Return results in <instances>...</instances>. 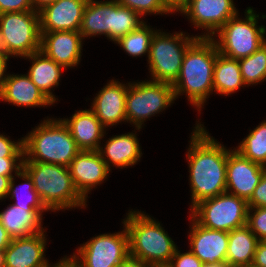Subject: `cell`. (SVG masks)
<instances>
[{
	"label": "cell",
	"mask_w": 266,
	"mask_h": 267,
	"mask_svg": "<svg viewBox=\"0 0 266 267\" xmlns=\"http://www.w3.org/2000/svg\"><path fill=\"white\" fill-rule=\"evenodd\" d=\"M0 43L10 57H25L41 50L40 15L37 11L0 14Z\"/></svg>",
	"instance_id": "obj_8"
},
{
	"label": "cell",
	"mask_w": 266,
	"mask_h": 267,
	"mask_svg": "<svg viewBox=\"0 0 266 267\" xmlns=\"http://www.w3.org/2000/svg\"><path fill=\"white\" fill-rule=\"evenodd\" d=\"M117 267H154L145 263L144 261L129 255L123 262Z\"/></svg>",
	"instance_id": "obj_42"
},
{
	"label": "cell",
	"mask_w": 266,
	"mask_h": 267,
	"mask_svg": "<svg viewBox=\"0 0 266 267\" xmlns=\"http://www.w3.org/2000/svg\"><path fill=\"white\" fill-rule=\"evenodd\" d=\"M23 169L32 178L35 191L49 211L86 208L87 201L76 190L68 167L23 161Z\"/></svg>",
	"instance_id": "obj_5"
},
{
	"label": "cell",
	"mask_w": 266,
	"mask_h": 267,
	"mask_svg": "<svg viewBox=\"0 0 266 267\" xmlns=\"http://www.w3.org/2000/svg\"><path fill=\"white\" fill-rule=\"evenodd\" d=\"M189 210L198 224L213 230L229 232L247 224V201L227 192L202 200Z\"/></svg>",
	"instance_id": "obj_10"
},
{
	"label": "cell",
	"mask_w": 266,
	"mask_h": 267,
	"mask_svg": "<svg viewBox=\"0 0 266 267\" xmlns=\"http://www.w3.org/2000/svg\"><path fill=\"white\" fill-rule=\"evenodd\" d=\"M238 12L233 0H190L181 12L194 25L202 29L204 34L198 38H212L213 35Z\"/></svg>",
	"instance_id": "obj_12"
},
{
	"label": "cell",
	"mask_w": 266,
	"mask_h": 267,
	"mask_svg": "<svg viewBox=\"0 0 266 267\" xmlns=\"http://www.w3.org/2000/svg\"><path fill=\"white\" fill-rule=\"evenodd\" d=\"M24 160L68 167L81 151L61 119H44L23 137Z\"/></svg>",
	"instance_id": "obj_4"
},
{
	"label": "cell",
	"mask_w": 266,
	"mask_h": 267,
	"mask_svg": "<svg viewBox=\"0 0 266 267\" xmlns=\"http://www.w3.org/2000/svg\"><path fill=\"white\" fill-rule=\"evenodd\" d=\"M55 1L56 0H32L33 9L39 13L42 9L53 4Z\"/></svg>",
	"instance_id": "obj_46"
},
{
	"label": "cell",
	"mask_w": 266,
	"mask_h": 267,
	"mask_svg": "<svg viewBox=\"0 0 266 267\" xmlns=\"http://www.w3.org/2000/svg\"><path fill=\"white\" fill-rule=\"evenodd\" d=\"M151 217L131 209L123 219L129 235V255L154 267H167L178 247L160 222Z\"/></svg>",
	"instance_id": "obj_3"
},
{
	"label": "cell",
	"mask_w": 266,
	"mask_h": 267,
	"mask_svg": "<svg viewBox=\"0 0 266 267\" xmlns=\"http://www.w3.org/2000/svg\"><path fill=\"white\" fill-rule=\"evenodd\" d=\"M0 267H4V251H0Z\"/></svg>",
	"instance_id": "obj_50"
},
{
	"label": "cell",
	"mask_w": 266,
	"mask_h": 267,
	"mask_svg": "<svg viewBox=\"0 0 266 267\" xmlns=\"http://www.w3.org/2000/svg\"><path fill=\"white\" fill-rule=\"evenodd\" d=\"M266 167L243 157L235 149L228 151L226 192L248 201L259 184Z\"/></svg>",
	"instance_id": "obj_13"
},
{
	"label": "cell",
	"mask_w": 266,
	"mask_h": 267,
	"mask_svg": "<svg viewBox=\"0 0 266 267\" xmlns=\"http://www.w3.org/2000/svg\"><path fill=\"white\" fill-rule=\"evenodd\" d=\"M15 176L19 177L20 179L22 178V180L25 182L22 183V185L20 184L19 186L15 187ZM15 176H13L10 180V186L7 194V197L10 199L17 200L13 204L21 207H33L41 214L44 213V211H49L42 203L38 193L35 191L33 180L29 174L22 169Z\"/></svg>",
	"instance_id": "obj_28"
},
{
	"label": "cell",
	"mask_w": 266,
	"mask_h": 267,
	"mask_svg": "<svg viewBox=\"0 0 266 267\" xmlns=\"http://www.w3.org/2000/svg\"><path fill=\"white\" fill-rule=\"evenodd\" d=\"M33 10L32 0H0V14Z\"/></svg>",
	"instance_id": "obj_39"
},
{
	"label": "cell",
	"mask_w": 266,
	"mask_h": 267,
	"mask_svg": "<svg viewBox=\"0 0 266 267\" xmlns=\"http://www.w3.org/2000/svg\"><path fill=\"white\" fill-rule=\"evenodd\" d=\"M117 5L116 0H88L79 31L83 40L103 34L113 41L114 8Z\"/></svg>",
	"instance_id": "obj_23"
},
{
	"label": "cell",
	"mask_w": 266,
	"mask_h": 267,
	"mask_svg": "<svg viewBox=\"0 0 266 267\" xmlns=\"http://www.w3.org/2000/svg\"><path fill=\"white\" fill-rule=\"evenodd\" d=\"M247 225L259 241L266 240V207L248 208Z\"/></svg>",
	"instance_id": "obj_34"
},
{
	"label": "cell",
	"mask_w": 266,
	"mask_h": 267,
	"mask_svg": "<svg viewBox=\"0 0 266 267\" xmlns=\"http://www.w3.org/2000/svg\"><path fill=\"white\" fill-rule=\"evenodd\" d=\"M70 131L78 148L85 151H98L106 128L91 109L78 110L68 119L61 118Z\"/></svg>",
	"instance_id": "obj_20"
},
{
	"label": "cell",
	"mask_w": 266,
	"mask_h": 267,
	"mask_svg": "<svg viewBox=\"0 0 266 267\" xmlns=\"http://www.w3.org/2000/svg\"><path fill=\"white\" fill-rule=\"evenodd\" d=\"M175 100L172 84L151 79L129 82L125 102L127 122L141 130L147 119L166 110Z\"/></svg>",
	"instance_id": "obj_9"
},
{
	"label": "cell",
	"mask_w": 266,
	"mask_h": 267,
	"mask_svg": "<svg viewBox=\"0 0 266 267\" xmlns=\"http://www.w3.org/2000/svg\"><path fill=\"white\" fill-rule=\"evenodd\" d=\"M11 237L8 235L6 229L0 223V251H5L11 242Z\"/></svg>",
	"instance_id": "obj_45"
},
{
	"label": "cell",
	"mask_w": 266,
	"mask_h": 267,
	"mask_svg": "<svg viewBox=\"0 0 266 267\" xmlns=\"http://www.w3.org/2000/svg\"><path fill=\"white\" fill-rule=\"evenodd\" d=\"M249 131V135L234 149L243 157L266 167V120Z\"/></svg>",
	"instance_id": "obj_29"
},
{
	"label": "cell",
	"mask_w": 266,
	"mask_h": 267,
	"mask_svg": "<svg viewBox=\"0 0 266 267\" xmlns=\"http://www.w3.org/2000/svg\"><path fill=\"white\" fill-rule=\"evenodd\" d=\"M82 41L79 31L41 32V51L66 70L80 63Z\"/></svg>",
	"instance_id": "obj_15"
},
{
	"label": "cell",
	"mask_w": 266,
	"mask_h": 267,
	"mask_svg": "<svg viewBox=\"0 0 266 267\" xmlns=\"http://www.w3.org/2000/svg\"><path fill=\"white\" fill-rule=\"evenodd\" d=\"M68 257L77 267H117L129 256V235L121 232L97 235Z\"/></svg>",
	"instance_id": "obj_11"
},
{
	"label": "cell",
	"mask_w": 266,
	"mask_h": 267,
	"mask_svg": "<svg viewBox=\"0 0 266 267\" xmlns=\"http://www.w3.org/2000/svg\"><path fill=\"white\" fill-rule=\"evenodd\" d=\"M0 157H24L23 137L15 142L0 133Z\"/></svg>",
	"instance_id": "obj_35"
},
{
	"label": "cell",
	"mask_w": 266,
	"mask_h": 267,
	"mask_svg": "<svg viewBox=\"0 0 266 267\" xmlns=\"http://www.w3.org/2000/svg\"><path fill=\"white\" fill-rule=\"evenodd\" d=\"M253 264L257 267H266V240L257 243Z\"/></svg>",
	"instance_id": "obj_40"
},
{
	"label": "cell",
	"mask_w": 266,
	"mask_h": 267,
	"mask_svg": "<svg viewBox=\"0 0 266 267\" xmlns=\"http://www.w3.org/2000/svg\"><path fill=\"white\" fill-rule=\"evenodd\" d=\"M88 0H56L39 12L40 32L80 31Z\"/></svg>",
	"instance_id": "obj_18"
},
{
	"label": "cell",
	"mask_w": 266,
	"mask_h": 267,
	"mask_svg": "<svg viewBox=\"0 0 266 267\" xmlns=\"http://www.w3.org/2000/svg\"><path fill=\"white\" fill-rule=\"evenodd\" d=\"M128 87L129 83L112 79L94 97L90 109L105 128L127 122L125 102Z\"/></svg>",
	"instance_id": "obj_16"
},
{
	"label": "cell",
	"mask_w": 266,
	"mask_h": 267,
	"mask_svg": "<svg viewBox=\"0 0 266 267\" xmlns=\"http://www.w3.org/2000/svg\"><path fill=\"white\" fill-rule=\"evenodd\" d=\"M190 251L204 264L226 262L228 232L213 230L198 224L191 216Z\"/></svg>",
	"instance_id": "obj_17"
},
{
	"label": "cell",
	"mask_w": 266,
	"mask_h": 267,
	"mask_svg": "<svg viewBox=\"0 0 266 267\" xmlns=\"http://www.w3.org/2000/svg\"><path fill=\"white\" fill-rule=\"evenodd\" d=\"M258 242L247 224L229 231L226 262L232 267L252 264Z\"/></svg>",
	"instance_id": "obj_26"
},
{
	"label": "cell",
	"mask_w": 266,
	"mask_h": 267,
	"mask_svg": "<svg viewBox=\"0 0 266 267\" xmlns=\"http://www.w3.org/2000/svg\"><path fill=\"white\" fill-rule=\"evenodd\" d=\"M118 4L126 6L141 16L148 14L166 15L170 12L163 6L161 0H116Z\"/></svg>",
	"instance_id": "obj_33"
},
{
	"label": "cell",
	"mask_w": 266,
	"mask_h": 267,
	"mask_svg": "<svg viewBox=\"0 0 266 267\" xmlns=\"http://www.w3.org/2000/svg\"><path fill=\"white\" fill-rule=\"evenodd\" d=\"M135 132L112 136L105 142V147L99 148L98 151L110 170V166L122 169L140 161L142 150Z\"/></svg>",
	"instance_id": "obj_22"
},
{
	"label": "cell",
	"mask_w": 266,
	"mask_h": 267,
	"mask_svg": "<svg viewBox=\"0 0 266 267\" xmlns=\"http://www.w3.org/2000/svg\"><path fill=\"white\" fill-rule=\"evenodd\" d=\"M0 53H3L2 47H1V43H0Z\"/></svg>",
	"instance_id": "obj_52"
},
{
	"label": "cell",
	"mask_w": 266,
	"mask_h": 267,
	"mask_svg": "<svg viewBox=\"0 0 266 267\" xmlns=\"http://www.w3.org/2000/svg\"><path fill=\"white\" fill-rule=\"evenodd\" d=\"M46 230L27 237L13 238L4 251V267H43L49 262L44 254Z\"/></svg>",
	"instance_id": "obj_19"
},
{
	"label": "cell",
	"mask_w": 266,
	"mask_h": 267,
	"mask_svg": "<svg viewBox=\"0 0 266 267\" xmlns=\"http://www.w3.org/2000/svg\"><path fill=\"white\" fill-rule=\"evenodd\" d=\"M57 267H77L68 256Z\"/></svg>",
	"instance_id": "obj_47"
},
{
	"label": "cell",
	"mask_w": 266,
	"mask_h": 267,
	"mask_svg": "<svg viewBox=\"0 0 266 267\" xmlns=\"http://www.w3.org/2000/svg\"><path fill=\"white\" fill-rule=\"evenodd\" d=\"M184 32L166 33L157 30L152 37L148 70L152 81L174 84L188 47L198 38Z\"/></svg>",
	"instance_id": "obj_7"
},
{
	"label": "cell",
	"mask_w": 266,
	"mask_h": 267,
	"mask_svg": "<svg viewBox=\"0 0 266 267\" xmlns=\"http://www.w3.org/2000/svg\"><path fill=\"white\" fill-rule=\"evenodd\" d=\"M68 168L76 190L86 201L91 190L102 184L111 172L99 151L81 150Z\"/></svg>",
	"instance_id": "obj_14"
},
{
	"label": "cell",
	"mask_w": 266,
	"mask_h": 267,
	"mask_svg": "<svg viewBox=\"0 0 266 267\" xmlns=\"http://www.w3.org/2000/svg\"><path fill=\"white\" fill-rule=\"evenodd\" d=\"M238 16L230 18L212 37L219 53L237 60L250 56L266 42V28L258 26V19H266V15L259 17L254 8L248 7L245 18Z\"/></svg>",
	"instance_id": "obj_6"
},
{
	"label": "cell",
	"mask_w": 266,
	"mask_h": 267,
	"mask_svg": "<svg viewBox=\"0 0 266 267\" xmlns=\"http://www.w3.org/2000/svg\"><path fill=\"white\" fill-rule=\"evenodd\" d=\"M238 267H257V266H255V265L252 263V264H249V265H245V266H238Z\"/></svg>",
	"instance_id": "obj_51"
},
{
	"label": "cell",
	"mask_w": 266,
	"mask_h": 267,
	"mask_svg": "<svg viewBox=\"0 0 266 267\" xmlns=\"http://www.w3.org/2000/svg\"><path fill=\"white\" fill-rule=\"evenodd\" d=\"M141 19L142 16L139 13L118 4L114 8L113 42L144 24L145 21Z\"/></svg>",
	"instance_id": "obj_32"
},
{
	"label": "cell",
	"mask_w": 266,
	"mask_h": 267,
	"mask_svg": "<svg viewBox=\"0 0 266 267\" xmlns=\"http://www.w3.org/2000/svg\"><path fill=\"white\" fill-rule=\"evenodd\" d=\"M163 6L170 12V14L181 12L188 6L190 0H161Z\"/></svg>",
	"instance_id": "obj_41"
},
{
	"label": "cell",
	"mask_w": 266,
	"mask_h": 267,
	"mask_svg": "<svg viewBox=\"0 0 266 267\" xmlns=\"http://www.w3.org/2000/svg\"><path fill=\"white\" fill-rule=\"evenodd\" d=\"M8 56L4 53H0V92L3 89L4 83L7 79L8 74L6 73L7 69V62L9 61ZM6 73V75H5Z\"/></svg>",
	"instance_id": "obj_43"
},
{
	"label": "cell",
	"mask_w": 266,
	"mask_h": 267,
	"mask_svg": "<svg viewBox=\"0 0 266 267\" xmlns=\"http://www.w3.org/2000/svg\"><path fill=\"white\" fill-rule=\"evenodd\" d=\"M145 22L137 29L131 31L125 36L120 37L115 44H118L129 56L140 57L143 55L149 56V50L152 37L157 30L150 28Z\"/></svg>",
	"instance_id": "obj_30"
},
{
	"label": "cell",
	"mask_w": 266,
	"mask_h": 267,
	"mask_svg": "<svg viewBox=\"0 0 266 267\" xmlns=\"http://www.w3.org/2000/svg\"><path fill=\"white\" fill-rule=\"evenodd\" d=\"M0 100L18 107H47L54 104L31 81L27 74L8 73L0 92Z\"/></svg>",
	"instance_id": "obj_21"
},
{
	"label": "cell",
	"mask_w": 266,
	"mask_h": 267,
	"mask_svg": "<svg viewBox=\"0 0 266 267\" xmlns=\"http://www.w3.org/2000/svg\"><path fill=\"white\" fill-rule=\"evenodd\" d=\"M23 160L24 157H0V175H16L23 169Z\"/></svg>",
	"instance_id": "obj_37"
},
{
	"label": "cell",
	"mask_w": 266,
	"mask_h": 267,
	"mask_svg": "<svg viewBox=\"0 0 266 267\" xmlns=\"http://www.w3.org/2000/svg\"><path fill=\"white\" fill-rule=\"evenodd\" d=\"M203 262L190 250L181 253L177 248L167 267H202Z\"/></svg>",
	"instance_id": "obj_36"
},
{
	"label": "cell",
	"mask_w": 266,
	"mask_h": 267,
	"mask_svg": "<svg viewBox=\"0 0 266 267\" xmlns=\"http://www.w3.org/2000/svg\"><path fill=\"white\" fill-rule=\"evenodd\" d=\"M242 79L245 85H257L266 80V42L253 54L238 59Z\"/></svg>",
	"instance_id": "obj_31"
},
{
	"label": "cell",
	"mask_w": 266,
	"mask_h": 267,
	"mask_svg": "<svg viewBox=\"0 0 266 267\" xmlns=\"http://www.w3.org/2000/svg\"><path fill=\"white\" fill-rule=\"evenodd\" d=\"M197 121L191 133L187 159L191 187V209L200 201L226 192V169L229 148L209 135Z\"/></svg>",
	"instance_id": "obj_1"
},
{
	"label": "cell",
	"mask_w": 266,
	"mask_h": 267,
	"mask_svg": "<svg viewBox=\"0 0 266 267\" xmlns=\"http://www.w3.org/2000/svg\"><path fill=\"white\" fill-rule=\"evenodd\" d=\"M42 217L43 214L33 207L9 204L0 212V223L12 239L21 238L45 231L42 227Z\"/></svg>",
	"instance_id": "obj_24"
},
{
	"label": "cell",
	"mask_w": 266,
	"mask_h": 267,
	"mask_svg": "<svg viewBox=\"0 0 266 267\" xmlns=\"http://www.w3.org/2000/svg\"><path fill=\"white\" fill-rule=\"evenodd\" d=\"M66 258V256L65 257H63L62 259H60L57 263H55V264H53V265H50L49 263L47 264V265H45V266H43V267H57L64 259Z\"/></svg>",
	"instance_id": "obj_49"
},
{
	"label": "cell",
	"mask_w": 266,
	"mask_h": 267,
	"mask_svg": "<svg viewBox=\"0 0 266 267\" xmlns=\"http://www.w3.org/2000/svg\"><path fill=\"white\" fill-rule=\"evenodd\" d=\"M202 267H232L227 262H220L215 264H203Z\"/></svg>",
	"instance_id": "obj_48"
},
{
	"label": "cell",
	"mask_w": 266,
	"mask_h": 267,
	"mask_svg": "<svg viewBox=\"0 0 266 267\" xmlns=\"http://www.w3.org/2000/svg\"><path fill=\"white\" fill-rule=\"evenodd\" d=\"M241 86L246 87L238 60L218 52L213 69L214 93L228 96L236 92Z\"/></svg>",
	"instance_id": "obj_27"
},
{
	"label": "cell",
	"mask_w": 266,
	"mask_h": 267,
	"mask_svg": "<svg viewBox=\"0 0 266 267\" xmlns=\"http://www.w3.org/2000/svg\"><path fill=\"white\" fill-rule=\"evenodd\" d=\"M247 203L248 208L266 207V171Z\"/></svg>",
	"instance_id": "obj_38"
},
{
	"label": "cell",
	"mask_w": 266,
	"mask_h": 267,
	"mask_svg": "<svg viewBox=\"0 0 266 267\" xmlns=\"http://www.w3.org/2000/svg\"><path fill=\"white\" fill-rule=\"evenodd\" d=\"M23 58L32 62L27 73L31 81L51 102H57L58 98H56L52 90L59 85L62 71L65 68L57 64L53 59L48 58L41 50Z\"/></svg>",
	"instance_id": "obj_25"
},
{
	"label": "cell",
	"mask_w": 266,
	"mask_h": 267,
	"mask_svg": "<svg viewBox=\"0 0 266 267\" xmlns=\"http://www.w3.org/2000/svg\"><path fill=\"white\" fill-rule=\"evenodd\" d=\"M13 176L0 175V200L7 198L10 180Z\"/></svg>",
	"instance_id": "obj_44"
},
{
	"label": "cell",
	"mask_w": 266,
	"mask_h": 267,
	"mask_svg": "<svg viewBox=\"0 0 266 267\" xmlns=\"http://www.w3.org/2000/svg\"><path fill=\"white\" fill-rule=\"evenodd\" d=\"M218 49L212 38H197L186 50L179 77L172 85L175 99L186 94L192 106L201 111L213 94V69Z\"/></svg>",
	"instance_id": "obj_2"
}]
</instances>
